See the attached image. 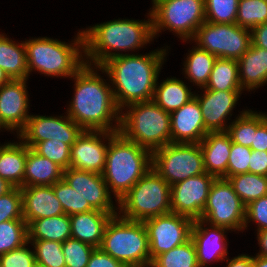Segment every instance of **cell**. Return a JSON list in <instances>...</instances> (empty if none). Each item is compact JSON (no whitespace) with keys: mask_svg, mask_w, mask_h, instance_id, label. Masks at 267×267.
<instances>
[{"mask_svg":"<svg viewBox=\"0 0 267 267\" xmlns=\"http://www.w3.org/2000/svg\"><path fill=\"white\" fill-rule=\"evenodd\" d=\"M14 219H24L20 187H13L0 196V223Z\"/></svg>","mask_w":267,"mask_h":267,"instance_id":"43","label":"cell"},{"mask_svg":"<svg viewBox=\"0 0 267 267\" xmlns=\"http://www.w3.org/2000/svg\"><path fill=\"white\" fill-rule=\"evenodd\" d=\"M267 22V0H239L236 23L246 29Z\"/></svg>","mask_w":267,"mask_h":267,"instance_id":"38","label":"cell"},{"mask_svg":"<svg viewBox=\"0 0 267 267\" xmlns=\"http://www.w3.org/2000/svg\"><path fill=\"white\" fill-rule=\"evenodd\" d=\"M12 188L13 186L11 184L0 177V196L6 194Z\"/></svg>","mask_w":267,"mask_h":267,"instance_id":"54","label":"cell"},{"mask_svg":"<svg viewBox=\"0 0 267 267\" xmlns=\"http://www.w3.org/2000/svg\"><path fill=\"white\" fill-rule=\"evenodd\" d=\"M239 0H204L205 20L211 23H236Z\"/></svg>","mask_w":267,"mask_h":267,"instance_id":"40","label":"cell"},{"mask_svg":"<svg viewBox=\"0 0 267 267\" xmlns=\"http://www.w3.org/2000/svg\"><path fill=\"white\" fill-rule=\"evenodd\" d=\"M71 238L70 216L67 214L36 219L28 224V240L65 242Z\"/></svg>","mask_w":267,"mask_h":267,"instance_id":"30","label":"cell"},{"mask_svg":"<svg viewBox=\"0 0 267 267\" xmlns=\"http://www.w3.org/2000/svg\"><path fill=\"white\" fill-rule=\"evenodd\" d=\"M126 267H150V246L143 221L113 216L106 225L99 247Z\"/></svg>","mask_w":267,"mask_h":267,"instance_id":"7","label":"cell"},{"mask_svg":"<svg viewBox=\"0 0 267 267\" xmlns=\"http://www.w3.org/2000/svg\"><path fill=\"white\" fill-rule=\"evenodd\" d=\"M228 180L246 206L250 202L267 195V176L242 173L230 176Z\"/></svg>","mask_w":267,"mask_h":267,"instance_id":"33","label":"cell"},{"mask_svg":"<svg viewBox=\"0 0 267 267\" xmlns=\"http://www.w3.org/2000/svg\"><path fill=\"white\" fill-rule=\"evenodd\" d=\"M28 146L20 142H7L0 146V177L13 187H23Z\"/></svg>","mask_w":267,"mask_h":267,"instance_id":"27","label":"cell"},{"mask_svg":"<svg viewBox=\"0 0 267 267\" xmlns=\"http://www.w3.org/2000/svg\"><path fill=\"white\" fill-rule=\"evenodd\" d=\"M98 69L85 64L71 77L75 81V93L65 113L83 130L119 132L121 110L116 105L112 86Z\"/></svg>","mask_w":267,"mask_h":267,"instance_id":"2","label":"cell"},{"mask_svg":"<svg viewBox=\"0 0 267 267\" xmlns=\"http://www.w3.org/2000/svg\"><path fill=\"white\" fill-rule=\"evenodd\" d=\"M198 47L217 58L240 59L249 49L251 30L237 23H211L200 25L191 39Z\"/></svg>","mask_w":267,"mask_h":267,"instance_id":"11","label":"cell"},{"mask_svg":"<svg viewBox=\"0 0 267 267\" xmlns=\"http://www.w3.org/2000/svg\"><path fill=\"white\" fill-rule=\"evenodd\" d=\"M251 152L250 147L232 142L226 179L236 174L249 173Z\"/></svg>","mask_w":267,"mask_h":267,"instance_id":"44","label":"cell"},{"mask_svg":"<svg viewBox=\"0 0 267 267\" xmlns=\"http://www.w3.org/2000/svg\"><path fill=\"white\" fill-rule=\"evenodd\" d=\"M251 221L257 225V232L267 230V195L250 202L246 206L244 229Z\"/></svg>","mask_w":267,"mask_h":267,"instance_id":"46","label":"cell"},{"mask_svg":"<svg viewBox=\"0 0 267 267\" xmlns=\"http://www.w3.org/2000/svg\"><path fill=\"white\" fill-rule=\"evenodd\" d=\"M22 213L27 224L36 219L65 214L52 186L20 187Z\"/></svg>","mask_w":267,"mask_h":267,"instance_id":"22","label":"cell"},{"mask_svg":"<svg viewBox=\"0 0 267 267\" xmlns=\"http://www.w3.org/2000/svg\"><path fill=\"white\" fill-rule=\"evenodd\" d=\"M63 179L75 189L78 194L96 209L110 214H118L114 206L108 186L101 174L74 169L63 170Z\"/></svg>","mask_w":267,"mask_h":267,"instance_id":"17","label":"cell"},{"mask_svg":"<svg viewBox=\"0 0 267 267\" xmlns=\"http://www.w3.org/2000/svg\"><path fill=\"white\" fill-rule=\"evenodd\" d=\"M0 33V67L6 72L10 79L29 78L24 41L15 43Z\"/></svg>","mask_w":267,"mask_h":267,"instance_id":"28","label":"cell"},{"mask_svg":"<svg viewBox=\"0 0 267 267\" xmlns=\"http://www.w3.org/2000/svg\"><path fill=\"white\" fill-rule=\"evenodd\" d=\"M215 180L213 175L203 173L189 177L171 186L172 213L200 219L208 199L209 189Z\"/></svg>","mask_w":267,"mask_h":267,"instance_id":"15","label":"cell"},{"mask_svg":"<svg viewBox=\"0 0 267 267\" xmlns=\"http://www.w3.org/2000/svg\"><path fill=\"white\" fill-rule=\"evenodd\" d=\"M184 61V74L191 83L204 88L217 57L198 46H193Z\"/></svg>","mask_w":267,"mask_h":267,"instance_id":"31","label":"cell"},{"mask_svg":"<svg viewBox=\"0 0 267 267\" xmlns=\"http://www.w3.org/2000/svg\"><path fill=\"white\" fill-rule=\"evenodd\" d=\"M152 4L154 38L162 30H169L183 42L191 41L198 27L206 21L204 0H152Z\"/></svg>","mask_w":267,"mask_h":267,"instance_id":"9","label":"cell"},{"mask_svg":"<svg viewBox=\"0 0 267 267\" xmlns=\"http://www.w3.org/2000/svg\"><path fill=\"white\" fill-rule=\"evenodd\" d=\"M249 173L267 176V151L251 152Z\"/></svg>","mask_w":267,"mask_h":267,"instance_id":"49","label":"cell"},{"mask_svg":"<svg viewBox=\"0 0 267 267\" xmlns=\"http://www.w3.org/2000/svg\"><path fill=\"white\" fill-rule=\"evenodd\" d=\"M28 244L1 255V267H33L36 263L35 252L28 248Z\"/></svg>","mask_w":267,"mask_h":267,"instance_id":"45","label":"cell"},{"mask_svg":"<svg viewBox=\"0 0 267 267\" xmlns=\"http://www.w3.org/2000/svg\"><path fill=\"white\" fill-rule=\"evenodd\" d=\"M33 246L36 263L44 267H66L62 243L52 240H28Z\"/></svg>","mask_w":267,"mask_h":267,"instance_id":"39","label":"cell"},{"mask_svg":"<svg viewBox=\"0 0 267 267\" xmlns=\"http://www.w3.org/2000/svg\"><path fill=\"white\" fill-rule=\"evenodd\" d=\"M11 79L6 72L0 67V86L9 82Z\"/></svg>","mask_w":267,"mask_h":267,"instance_id":"55","label":"cell"},{"mask_svg":"<svg viewBox=\"0 0 267 267\" xmlns=\"http://www.w3.org/2000/svg\"><path fill=\"white\" fill-rule=\"evenodd\" d=\"M191 90L188 85L176 77L167 78L160 85L157 80L152 101L171 114L194 98L195 94Z\"/></svg>","mask_w":267,"mask_h":267,"instance_id":"29","label":"cell"},{"mask_svg":"<svg viewBox=\"0 0 267 267\" xmlns=\"http://www.w3.org/2000/svg\"><path fill=\"white\" fill-rule=\"evenodd\" d=\"M152 168V153L116 132L109 140L102 173L109 192L118 202Z\"/></svg>","mask_w":267,"mask_h":267,"instance_id":"4","label":"cell"},{"mask_svg":"<svg viewBox=\"0 0 267 267\" xmlns=\"http://www.w3.org/2000/svg\"><path fill=\"white\" fill-rule=\"evenodd\" d=\"M53 191L67 215L86 213L95 210L90 203L78 194L63 178L52 185Z\"/></svg>","mask_w":267,"mask_h":267,"instance_id":"36","label":"cell"},{"mask_svg":"<svg viewBox=\"0 0 267 267\" xmlns=\"http://www.w3.org/2000/svg\"><path fill=\"white\" fill-rule=\"evenodd\" d=\"M147 230L150 258L180 246L191 239L194 220L176 213L155 216L143 221Z\"/></svg>","mask_w":267,"mask_h":267,"instance_id":"13","label":"cell"},{"mask_svg":"<svg viewBox=\"0 0 267 267\" xmlns=\"http://www.w3.org/2000/svg\"><path fill=\"white\" fill-rule=\"evenodd\" d=\"M246 205L234 191L228 179L215 178L201 220L230 231H244Z\"/></svg>","mask_w":267,"mask_h":267,"instance_id":"12","label":"cell"},{"mask_svg":"<svg viewBox=\"0 0 267 267\" xmlns=\"http://www.w3.org/2000/svg\"><path fill=\"white\" fill-rule=\"evenodd\" d=\"M115 133L100 130H83L71 146L70 167L102 175L105 168L109 140ZM104 141H108V143L104 144Z\"/></svg>","mask_w":267,"mask_h":267,"instance_id":"16","label":"cell"},{"mask_svg":"<svg viewBox=\"0 0 267 267\" xmlns=\"http://www.w3.org/2000/svg\"><path fill=\"white\" fill-rule=\"evenodd\" d=\"M148 15L145 21L117 19L82 29L85 63L100 67L110 58L122 55L121 51H135L150 44L154 40L150 11Z\"/></svg>","mask_w":267,"mask_h":267,"instance_id":"3","label":"cell"},{"mask_svg":"<svg viewBox=\"0 0 267 267\" xmlns=\"http://www.w3.org/2000/svg\"><path fill=\"white\" fill-rule=\"evenodd\" d=\"M166 47L147 54H122L104 62L99 70L112 84L117 107L152 101L157 80L167 55Z\"/></svg>","mask_w":267,"mask_h":267,"instance_id":"1","label":"cell"},{"mask_svg":"<svg viewBox=\"0 0 267 267\" xmlns=\"http://www.w3.org/2000/svg\"><path fill=\"white\" fill-rule=\"evenodd\" d=\"M229 260V258L225 260L227 261L226 267H252V256L248 254H241Z\"/></svg>","mask_w":267,"mask_h":267,"instance_id":"51","label":"cell"},{"mask_svg":"<svg viewBox=\"0 0 267 267\" xmlns=\"http://www.w3.org/2000/svg\"><path fill=\"white\" fill-rule=\"evenodd\" d=\"M257 241L261 250H259L257 255L267 257V230H261L257 232Z\"/></svg>","mask_w":267,"mask_h":267,"instance_id":"52","label":"cell"},{"mask_svg":"<svg viewBox=\"0 0 267 267\" xmlns=\"http://www.w3.org/2000/svg\"><path fill=\"white\" fill-rule=\"evenodd\" d=\"M207 225L205 221L196 219L191 229V240L196 248L199 267H207L211 261L215 260L216 262L224 261L228 255V241L225 233L229 229L213 225L207 227Z\"/></svg>","mask_w":267,"mask_h":267,"instance_id":"20","label":"cell"},{"mask_svg":"<svg viewBox=\"0 0 267 267\" xmlns=\"http://www.w3.org/2000/svg\"><path fill=\"white\" fill-rule=\"evenodd\" d=\"M5 129V130H7L8 132L10 131L3 123H2V121H1V119H0V130L1 129Z\"/></svg>","mask_w":267,"mask_h":267,"instance_id":"56","label":"cell"},{"mask_svg":"<svg viewBox=\"0 0 267 267\" xmlns=\"http://www.w3.org/2000/svg\"><path fill=\"white\" fill-rule=\"evenodd\" d=\"M26 79H11L0 86V119L10 130L18 134L26 125L29 97Z\"/></svg>","mask_w":267,"mask_h":267,"instance_id":"18","label":"cell"},{"mask_svg":"<svg viewBox=\"0 0 267 267\" xmlns=\"http://www.w3.org/2000/svg\"><path fill=\"white\" fill-rule=\"evenodd\" d=\"M33 267H44V266H42V265H40V264H37V263H35Z\"/></svg>","mask_w":267,"mask_h":267,"instance_id":"57","label":"cell"},{"mask_svg":"<svg viewBox=\"0 0 267 267\" xmlns=\"http://www.w3.org/2000/svg\"><path fill=\"white\" fill-rule=\"evenodd\" d=\"M251 41L254 46L267 49V22L251 30Z\"/></svg>","mask_w":267,"mask_h":267,"instance_id":"50","label":"cell"},{"mask_svg":"<svg viewBox=\"0 0 267 267\" xmlns=\"http://www.w3.org/2000/svg\"><path fill=\"white\" fill-rule=\"evenodd\" d=\"M118 215L132 221L169 214L171 185L154 168H150L134 186L118 200ZM122 214V215H121Z\"/></svg>","mask_w":267,"mask_h":267,"instance_id":"8","label":"cell"},{"mask_svg":"<svg viewBox=\"0 0 267 267\" xmlns=\"http://www.w3.org/2000/svg\"><path fill=\"white\" fill-rule=\"evenodd\" d=\"M206 173L225 178L232 139L227 131L208 132L200 141Z\"/></svg>","mask_w":267,"mask_h":267,"instance_id":"23","label":"cell"},{"mask_svg":"<svg viewBox=\"0 0 267 267\" xmlns=\"http://www.w3.org/2000/svg\"><path fill=\"white\" fill-rule=\"evenodd\" d=\"M204 93L195 94L201 108L207 132L227 131L231 112L236 106L242 91H216L205 89ZM202 95V96H201ZM228 117V118H227Z\"/></svg>","mask_w":267,"mask_h":267,"instance_id":"19","label":"cell"},{"mask_svg":"<svg viewBox=\"0 0 267 267\" xmlns=\"http://www.w3.org/2000/svg\"><path fill=\"white\" fill-rule=\"evenodd\" d=\"M150 267H199L193 241L190 239L186 243L158 255Z\"/></svg>","mask_w":267,"mask_h":267,"instance_id":"34","label":"cell"},{"mask_svg":"<svg viewBox=\"0 0 267 267\" xmlns=\"http://www.w3.org/2000/svg\"><path fill=\"white\" fill-rule=\"evenodd\" d=\"M94 249L92 245L78 239L72 237L67 239L62 243L66 267H86Z\"/></svg>","mask_w":267,"mask_h":267,"instance_id":"41","label":"cell"},{"mask_svg":"<svg viewBox=\"0 0 267 267\" xmlns=\"http://www.w3.org/2000/svg\"><path fill=\"white\" fill-rule=\"evenodd\" d=\"M86 267H126L100 248H95Z\"/></svg>","mask_w":267,"mask_h":267,"instance_id":"48","label":"cell"},{"mask_svg":"<svg viewBox=\"0 0 267 267\" xmlns=\"http://www.w3.org/2000/svg\"><path fill=\"white\" fill-rule=\"evenodd\" d=\"M124 109L125 113H120L119 132L126 139L151 153L171 143L170 113L154 101L131 103Z\"/></svg>","mask_w":267,"mask_h":267,"instance_id":"6","label":"cell"},{"mask_svg":"<svg viewBox=\"0 0 267 267\" xmlns=\"http://www.w3.org/2000/svg\"><path fill=\"white\" fill-rule=\"evenodd\" d=\"M63 178V169L28 147L23 187L52 186Z\"/></svg>","mask_w":267,"mask_h":267,"instance_id":"26","label":"cell"},{"mask_svg":"<svg viewBox=\"0 0 267 267\" xmlns=\"http://www.w3.org/2000/svg\"><path fill=\"white\" fill-rule=\"evenodd\" d=\"M82 131L83 129L67 114L58 117L30 114L17 138L32 149L39 142L47 140L60 141L71 147Z\"/></svg>","mask_w":267,"mask_h":267,"instance_id":"14","label":"cell"},{"mask_svg":"<svg viewBox=\"0 0 267 267\" xmlns=\"http://www.w3.org/2000/svg\"><path fill=\"white\" fill-rule=\"evenodd\" d=\"M202 89L216 91H244L239 81L238 62L235 59L217 58L209 80Z\"/></svg>","mask_w":267,"mask_h":267,"instance_id":"32","label":"cell"},{"mask_svg":"<svg viewBox=\"0 0 267 267\" xmlns=\"http://www.w3.org/2000/svg\"><path fill=\"white\" fill-rule=\"evenodd\" d=\"M252 267H267V257L252 256Z\"/></svg>","mask_w":267,"mask_h":267,"instance_id":"53","label":"cell"},{"mask_svg":"<svg viewBox=\"0 0 267 267\" xmlns=\"http://www.w3.org/2000/svg\"><path fill=\"white\" fill-rule=\"evenodd\" d=\"M152 168L171 186L206 172L199 143H169L155 150Z\"/></svg>","mask_w":267,"mask_h":267,"instance_id":"10","label":"cell"},{"mask_svg":"<svg viewBox=\"0 0 267 267\" xmlns=\"http://www.w3.org/2000/svg\"><path fill=\"white\" fill-rule=\"evenodd\" d=\"M242 90L253 91L267 84V49L254 46L237 60Z\"/></svg>","mask_w":267,"mask_h":267,"instance_id":"25","label":"cell"},{"mask_svg":"<svg viewBox=\"0 0 267 267\" xmlns=\"http://www.w3.org/2000/svg\"><path fill=\"white\" fill-rule=\"evenodd\" d=\"M171 143H200L208 133L198 100L194 97L170 114Z\"/></svg>","mask_w":267,"mask_h":267,"instance_id":"21","label":"cell"},{"mask_svg":"<svg viewBox=\"0 0 267 267\" xmlns=\"http://www.w3.org/2000/svg\"><path fill=\"white\" fill-rule=\"evenodd\" d=\"M24 45L29 74L34 70L46 76L71 78L86 64L84 38L80 30L74 41L68 44L53 38L38 37L24 41Z\"/></svg>","mask_w":267,"mask_h":267,"instance_id":"5","label":"cell"},{"mask_svg":"<svg viewBox=\"0 0 267 267\" xmlns=\"http://www.w3.org/2000/svg\"><path fill=\"white\" fill-rule=\"evenodd\" d=\"M28 243V224L24 219L0 223V256Z\"/></svg>","mask_w":267,"mask_h":267,"instance_id":"35","label":"cell"},{"mask_svg":"<svg viewBox=\"0 0 267 267\" xmlns=\"http://www.w3.org/2000/svg\"><path fill=\"white\" fill-rule=\"evenodd\" d=\"M251 150L267 151V114L256 111V134H254Z\"/></svg>","mask_w":267,"mask_h":267,"instance_id":"47","label":"cell"},{"mask_svg":"<svg viewBox=\"0 0 267 267\" xmlns=\"http://www.w3.org/2000/svg\"><path fill=\"white\" fill-rule=\"evenodd\" d=\"M117 214L100 210L70 215L71 237L99 248L110 219Z\"/></svg>","mask_w":267,"mask_h":267,"instance_id":"24","label":"cell"},{"mask_svg":"<svg viewBox=\"0 0 267 267\" xmlns=\"http://www.w3.org/2000/svg\"><path fill=\"white\" fill-rule=\"evenodd\" d=\"M227 132L232 142L251 147L254 134H256V112L251 109L241 111L229 124Z\"/></svg>","mask_w":267,"mask_h":267,"instance_id":"37","label":"cell"},{"mask_svg":"<svg viewBox=\"0 0 267 267\" xmlns=\"http://www.w3.org/2000/svg\"><path fill=\"white\" fill-rule=\"evenodd\" d=\"M33 150L40 156L48 158L63 170L70 167L71 147L56 140L39 142Z\"/></svg>","mask_w":267,"mask_h":267,"instance_id":"42","label":"cell"}]
</instances>
